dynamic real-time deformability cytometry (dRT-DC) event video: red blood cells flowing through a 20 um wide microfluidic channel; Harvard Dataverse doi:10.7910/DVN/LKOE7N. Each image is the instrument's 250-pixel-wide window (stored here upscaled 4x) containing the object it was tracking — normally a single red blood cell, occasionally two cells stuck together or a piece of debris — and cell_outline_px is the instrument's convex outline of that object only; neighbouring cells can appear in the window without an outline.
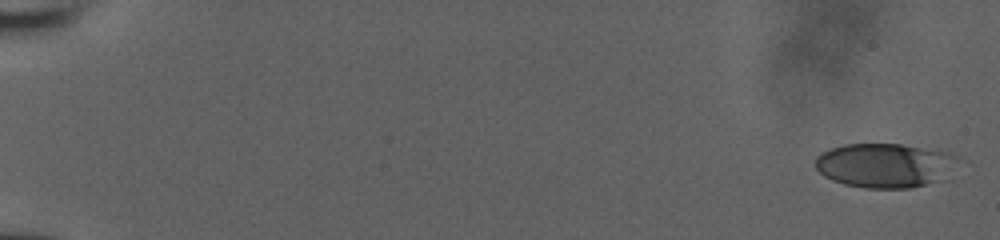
{"species": "human", "species_latin": "Homo sapiens", "temperature_condition": "room temperature", "stored_images_in_passage": 43, "camera_frame_rate_fps": 3000, "um_per_image_px": 0.085, "donor": {"sex": "male"}, "frame": {"image": 1, "passage_image": 1, "time_ms": 0.0, "image_size_px": [1000, 240], "cell_outline_px": [[960, 156], [948, 180], [912, 188], [864, 188], [844, 184], [832, 180], [824, 176], [816, 168], [816, 156], [832, 148], [844, 144], [900, 144], [948, 152]], "centroid_in_image_um": [75.3, 14.07], "position_along_channel_um": 9.7, "area_um2": 37.34}}
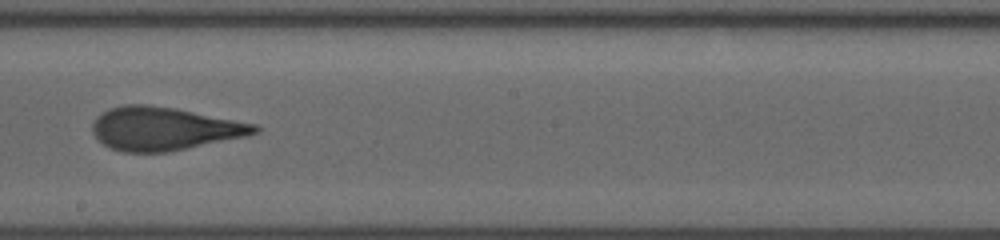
{"frame": {"image": 2, "passage_image": 24, "time_ms": 7.667, "image_size_px": [1000, 240], "cell_outline_px": [[260, 132], [248, 136], [168, 152], [124, 152], [112, 148], [104, 144], [92, 132], [92, 124], [96, 116], [100, 112], [108, 108], [124, 104], [144, 104], [176, 108], [256, 124], [260, 128]], "centroid_in_image_um": [13.95, 10.93], "position_along_channel_um": 234.3, "area_um2": 40.98}}
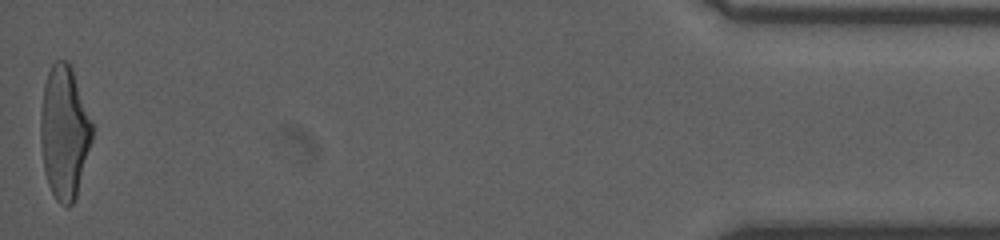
{"frame": {"image": 3, "passage_image": 43, "time_ms": 14.0, "image_size_px": [1000, 240], "cell_outline_px": [[92, 140], [76, 196], [72, 204], [68, 208], [60, 204], [56, 200], [48, 184], [44, 172], [40, 140], [40, 116], [44, 84], [48, 72], [52, 64], [56, 60], [68, 60], [72, 68], [92, 124]], "centroid_in_image_um": [5.44, 11.26], "position_along_channel_um": 429.8, "area_um2": 39.82}}